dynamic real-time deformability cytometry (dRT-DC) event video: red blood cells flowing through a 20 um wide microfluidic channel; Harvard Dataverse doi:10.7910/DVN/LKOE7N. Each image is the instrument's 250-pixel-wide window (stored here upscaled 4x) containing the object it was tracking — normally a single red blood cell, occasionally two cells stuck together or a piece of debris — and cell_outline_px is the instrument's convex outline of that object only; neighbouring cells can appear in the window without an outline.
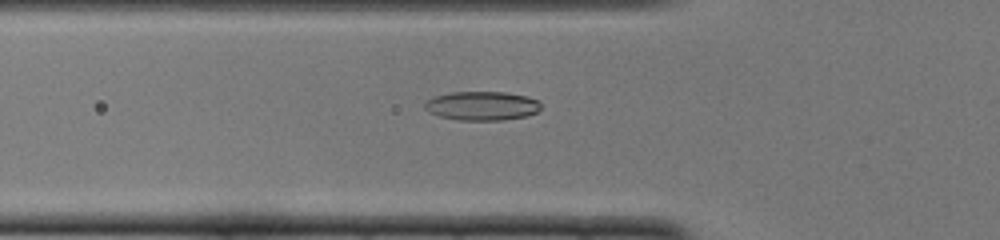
{"species": "common noctule bat (a hibernating species)", "species_latin": "Nyctalus noctula", "temperature_condition": "cold", "stored_images_in_passage": 45, "camera_frame_rate_fps": 3000, "um_per_image_px": 0.085, "animal": {"sex": "female", "body_mass_g": 22.0, "forearm_length_mm": 56.7}, "frame": {"image": 1, "passage_image": 12, "time_ms": 3.667, "image_size_px": [1000, 240], "cell_outline_px": [[540, 108], [536, 112], [528, 116], [504, 120], [460, 120], [440, 116], [428, 112], [424, 108], [424, 104], [428, 100], [436, 96], [452, 92], [504, 92], [528, 96], [536, 100], [540, 104]], "centroid_in_image_um": [40.97, 9.0], "position_along_channel_um": 84.8, "area_um2": 19.54}}
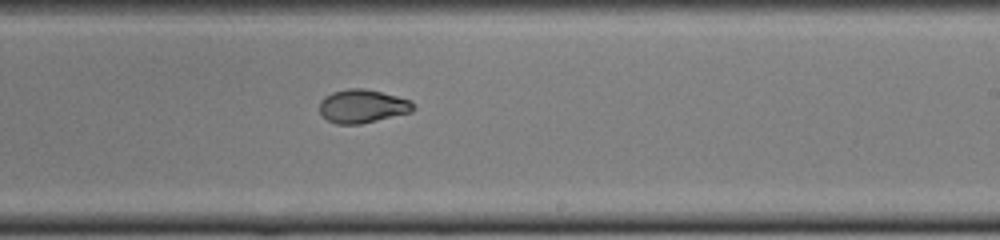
{"frame": {"image": 2, "passage_image": 25, "time_ms": 8.0, "image_size_px": [1000, 240], "cell_outline_px": [[416, 108], [412, 112], [360, 124], [336, 124], [328, 120], [320, 112], [320, 100], [324, 96], [332, 92], [348, 88], [364, 88], [412, 100]], "centroid_in_image_um": [30.82, 9.02], "position_along_channel_um": 258.2, "area_um2": 18.32}}
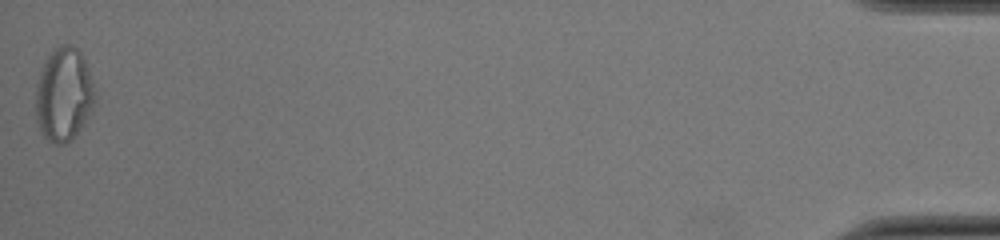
{"frame": {"image": 3, "passage_image": 45, "time_ms": 14.667, "image_size_px": [1000, 240], "cell_outline_px": [[96, 100], [84, 124], [64, 144], [56, 144], [48, 140], [44, 136], [36, 120], [36, 84], [40, 72], [48, 56], [60, 44], [72, 44], [80, 52], [88, 68], [92, 80]], "centroid_in_image_um": [5.42, 8.02], "position_along_channel_um": 429.8, "area_um2": 31.91}, "authors_computed_cell_mechanics": {"area_um2": 19.1896, "velocity_mm_per_s": 4.0021, "shape_relaxation_time_tau1_ms": null, "shape_relaxation_time_tau2_ms": 1.845, "deformation_change_tau1": null, "deformation_change_tau2": 0.0543}}